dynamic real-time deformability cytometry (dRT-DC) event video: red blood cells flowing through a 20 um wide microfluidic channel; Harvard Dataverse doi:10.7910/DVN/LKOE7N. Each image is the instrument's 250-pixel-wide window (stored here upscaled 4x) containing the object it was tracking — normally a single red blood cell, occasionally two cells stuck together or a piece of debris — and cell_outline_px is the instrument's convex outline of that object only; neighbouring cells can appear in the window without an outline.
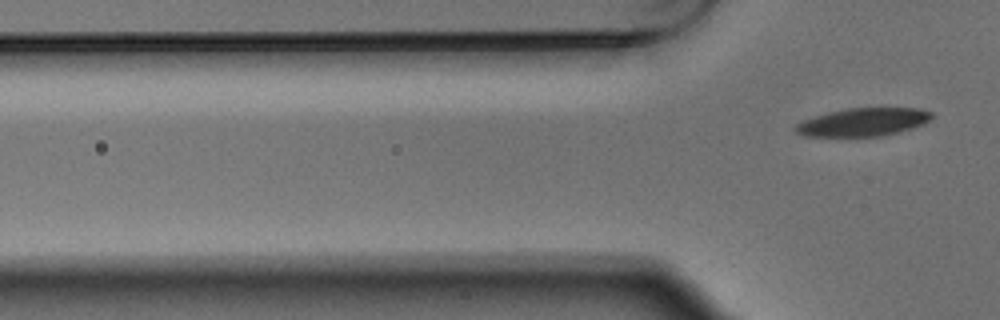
{"species": "Egyptian fruit bat (a non-hibernating species)", "species_latin": "Rousettus aegyptiacus", "temperature_condition": "warm", "stored_images_in_passage": 3, "segment_of_instrument_passage": [2, 2], "camera_frame_rate_fps": 3000, "um_per_image_px": 0.085, "animal": {"sex": "male"}, "frame": {"image": 1, "passage_image": 3, "time_ms": 0.667, "image_size_px": [1000, 320], "cell_outline_px": [[932, 120], [924, 124], [896, 132], [880, 136], [804, 136], [796, 132], [792, 128], [796, 124], [804, 120], [816, 116], [848, 108], [920, 108], [932, 112]], "centroid_in_image_um": [73.39, 10.37], "position_along_channel_um": 52.4, "area_um2": 22.08}}